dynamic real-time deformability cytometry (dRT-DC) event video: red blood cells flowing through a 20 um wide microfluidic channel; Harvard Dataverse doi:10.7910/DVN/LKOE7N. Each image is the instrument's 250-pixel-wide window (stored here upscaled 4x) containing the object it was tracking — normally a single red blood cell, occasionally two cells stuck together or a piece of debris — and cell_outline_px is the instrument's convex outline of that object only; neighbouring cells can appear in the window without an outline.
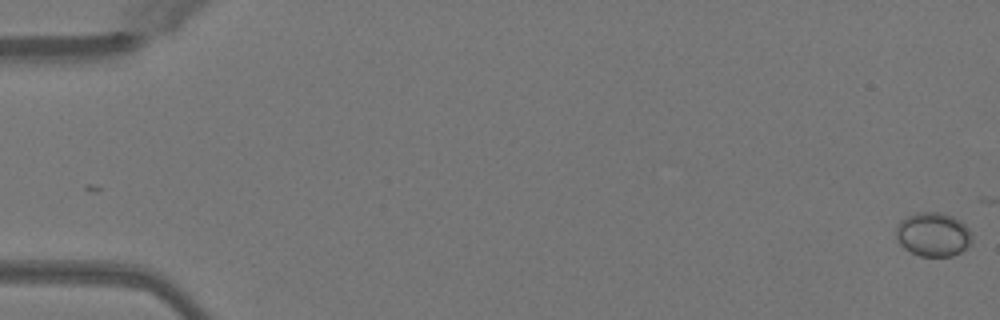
{"species": "Egyptian fruit bat (a non-hibernating species)", "species_latin": "Rousettus aegyptiacus", "temperature_condition": "warm", "stored_images_in_passage": 17, "camera_frame_rate_fps": 3000, "um_per_image_px": 0.085, "animal": {"sex": "female"}, "frame": {"image": 1, "passage_image": 1, "time_ms": 0.0, "image_size_px": [1000, 320], "cell_outline_px": [[972, 240], [960, 252], [952, 256], [920, 256], [904, 248], [900, 244], [896, 236], [896, 228], [900, 220], [916, 212], [940, 212], [952, 216], [960, 220], [968, 228], [972, 236]], "centroid_in_image_um": [79.3, 19.91], "position_along_channel_um": 5.7, "area_um2": 19.36}}
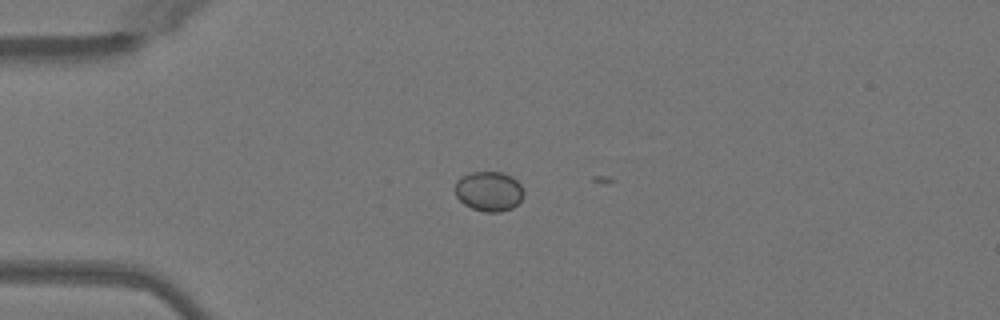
{"frame": {"image": 2, "passage_image": 14, "time_ms": 4.333, "image_size_px": [1000, 320], "cell_outline_px": [[524, 196], [512, 208], [500, 212], [484, 212], [472, 208], [464, 204], [456, 196], [456, 180], [460, 176], [472, 172], [500, 172], [512, 176], [524, 188]], "centroid_in_image_um": [41.57, 16.25], "position_along_channel_um": 43.4, "area_um2": 16.01}}